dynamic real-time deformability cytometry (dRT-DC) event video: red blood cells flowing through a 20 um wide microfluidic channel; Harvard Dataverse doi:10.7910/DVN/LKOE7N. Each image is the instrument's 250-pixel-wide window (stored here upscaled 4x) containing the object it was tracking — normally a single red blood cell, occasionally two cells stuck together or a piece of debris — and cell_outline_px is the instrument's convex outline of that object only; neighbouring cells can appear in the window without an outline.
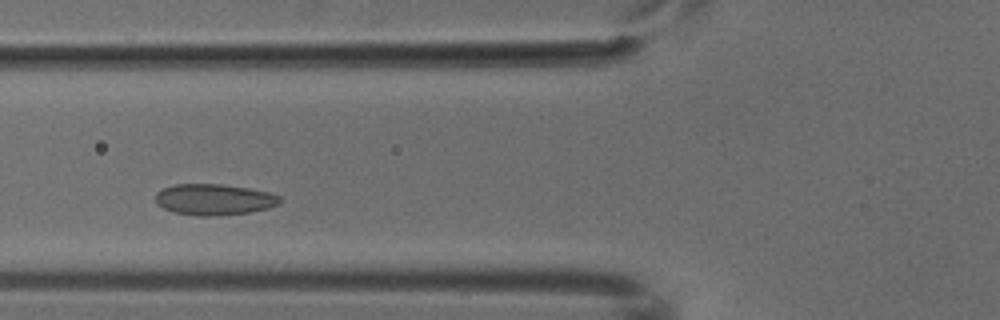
{"species": "common noctule bat (a hibernating species)", "species_latin": "Nyctalus noctula", "temperature_condition": "cold", "stored_images_in_passage": 4, "camera_frame_rate_fps": 3000, "um_per_image_px": 0.085, "animal": {"sex": "male", "body_mass_g": 18.8}, "frame": {"image": 1, "passage_image": 3, "time_ms": 0.667, "image_size_px": [1000, 320], "cell_outline_px": [[284, 200], [280, 204], [268, 208], [248, 212], [216, 216], [200, 216], [176, 212], [164, 208], [156, 200], [156, 192], [172, 184], [220, 184], [248, 188], [268, 192], [280, 196]], "centroid_in_image_um": [18.24, 16.95], "position_along_channel_um": 107.6, "area_um2": 22.43}}
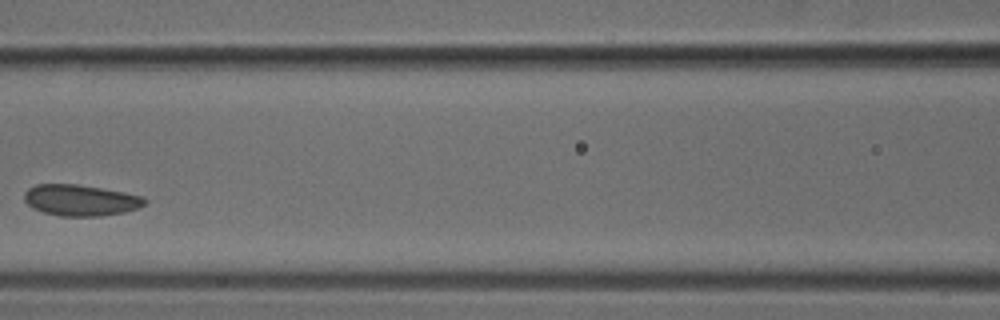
{"frame": {"image": 2, "passage_image": 4, "time_ms": 1.0, "image_size_px": [1000, 320], "cell_outline_px": [[148, 200], [144, 204], [136, 208], [124, 212], [100, 216], [60, 216], [44, 212], [28, 204], [24, 200], [24, 192], [28, 188], [36, 184], [76, 184], [124, 192], [144, 196]], "centroid_in_image_um": [6.85, 17.01], "position_along_channel_um": 159.7, "area_um2": 21.73}}